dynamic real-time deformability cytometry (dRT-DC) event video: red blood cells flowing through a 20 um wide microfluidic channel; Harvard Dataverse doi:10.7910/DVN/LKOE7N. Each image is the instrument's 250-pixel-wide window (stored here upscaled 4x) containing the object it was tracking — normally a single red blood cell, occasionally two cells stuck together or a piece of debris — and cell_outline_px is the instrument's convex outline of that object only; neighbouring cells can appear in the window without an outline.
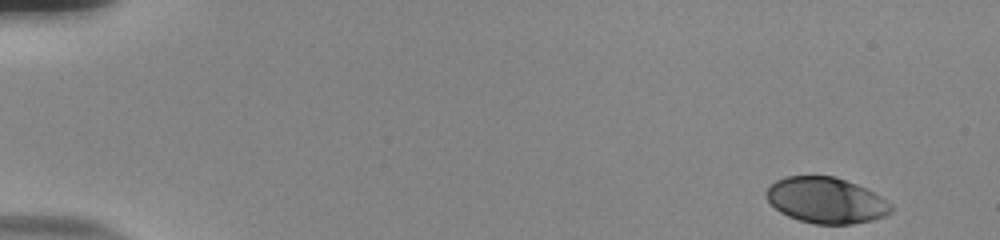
{"species": "human", "species_latin": "Homo sapiens", "temperature_condition": "room temperature", "stored_images_in_passage": 52, "camera_frame_rate_fps": 3000, "um_per_image_px": 0.085, "donor": {"sex": "male"}, "frame": {"image": 1, "passage_image": 1, "time_ms": 0.0, "image_size_px": [1000, 240], "cell_outline_px": [[892, 212], [884, 216], [872, 220], [852, 224], [816, 224], [800, 220], [788, 216], [780, 212], [764, 196], [764, 192], [776, 180], [784, 176], [836, 176], [856, 184], [880, 196], [892, 204]], "centroid_in_image_um": [70.2, 17.02], "position_along_channel_um": 14.8, "area_um2": 33.29}}
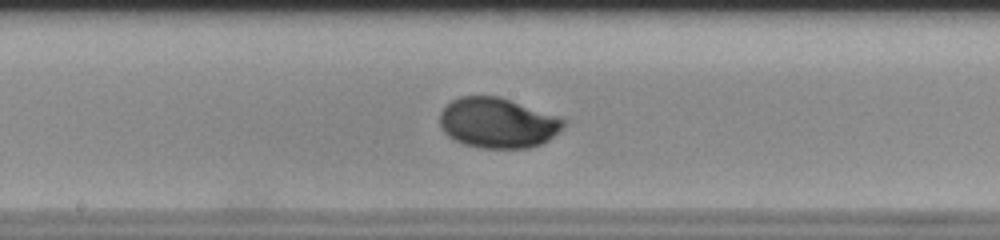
{"frame": {"image": 2, "passage_image": 28, "time_ms": 9.0, "image_size_px": [1000, 240], "cell_outline_px": [[568, 124], [564, 128], [548, 140], [540, 144], [528, 148], [480, 148], [464, 144], [448, 136], [440, 128], [440, 112], [452, 100], [460, 96], [500, 96], [560, 116], [568, 120]], "centroid_in_image_um": [42.35, 10.44], "position_along_channel_um": 205.8, "area_um2": 36.65}}
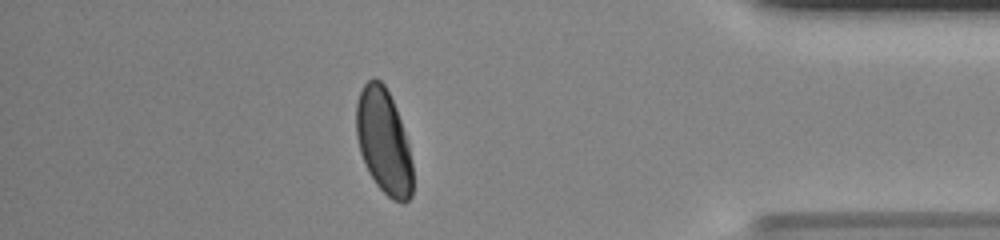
{"frame": {"image": 3, "passage_image": 46, "time_ms": 15.0, "image_size_px": [1000, 240], "cell_outline_px": [[412, 196], [404, 204], [392, 200], [376, 184], [368, 172], [360, 152], [356, 136], [356, 104], [360, 92], [364, 84], [372, 76], [376, 76], [384, 84], [396, 108], [408, 144], [412, 164]], "centroid_in_image_um": [32.6, 12.03], "position_along_channel_um": 402.6, "area_um2": 34.56}, "authors_computed_cell_mechanics": {"area_um2": 34.7378, "velocity_mm_per_s": 3.7849, "shape_relaxation_time_tau1_ms": 2.9415, "shape_relaxation_time_tau2_ms": null, "deformation_change_tau1": 0.1475, "deformation_change_tau2": null}}